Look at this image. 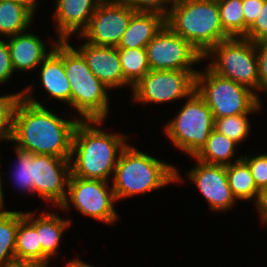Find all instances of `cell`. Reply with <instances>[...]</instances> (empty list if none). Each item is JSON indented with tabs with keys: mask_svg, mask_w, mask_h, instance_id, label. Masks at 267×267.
Here are the masks:
<instances>
[{
	"mask_svg": "<svg viewBox=\"0 0 267 267\" xmlns=\"http://www.w3.org/2000/svg\"><path fill=\"white\" fill-rule=\"evenodd\" d=\"M33 82L23 89L13 114V131L10 142L33 154L71 158L74 131L80 118L63 119L47 110L33 96Z\"/></svg>",
	"mask_w": 267,
	"mask_h": 267,
	"instance_id": "6da1fadb",
	"label": "cell"
},
{
	"mask_svg": "<svg viewBox=\"0 0 267 267\" xmlns=\"http://www.w3.org/2000/svg\"><path fill=\"white\" fill-rule=\"evenodd\" d=\"M103 122L104 120H80L77 124L70 158L73 176L112 180L121 152L128 144V136L105 132L99 127Z\"/></svg>",
	"mask_w": 267,
	"mask_h": 267,
	"instance_id": "7a4b0ae2",
	"label": "cell"
},
{
	"mask_svg": "<svg viewBox=\"0 0 267 267\" xmlns=\"http://www.w3.org/2000/svg\"><path fill=\"white\" fill-rule=\"evenodd\" d=\"M178 172L175 166L127 144L118 159L111 186L119 201L181 182Z\"/></svg>",
	"mask_w": 267,
	"mask_h": 267,
	"instance_id": "3957f363",
	"label": "cell"
},
{
	"mask_svg": "<svg viewBox=\"0 0 267 267\" xmlns=\"http://www.w3.org/2000/svg\"><path fill=\"white\" fill-rule=\"evenodd\" d=\"M165 24L203 57L219 42L230 38L223 30L217 0H179L165 18Z\"/></svg>",
	"mask_w": 267,
	"mask_h": 267,
	"instance_id": "277c9868",
	"label": "cell"
},
{
	"mask_svg": "<svg viewBox=\"0 0 267 267\" xmlns=\"http://www.w3.org/2000/svg\"><path fill=\"white\" fill-rule=\"evenodd\" d=\"M64 69L71 86V107L80 120L105 121L110 89L94 76L83 55L69 41H64Z\"/></svg>",
	"mask_w": 267,
	"mask_h": 267,
	"instance_id": "5b68a950",
	"label": "cell"
},
{
	"mask_svg": "<svg viewBox=\"0 0 267 267\" xmlns=\"http://www.w3.org/2000/svg\"><path fill=\"white\" fill-rule=\"evenodd\" d=\"M196 91L211 109L214 118L262 109L259 95L248 87L214 73L209 67L196 74Z\"/></svg>",
	"mask_w": 267,
	"mask_h": 267,
	"instance_id": "8992f818",
	"label": "cell"
},
{
	"mask_svg": "<svg viewBox=\"0 0 267 267\" xmlns=\"http://www.w3.org/2000/svg\"><path fill=\"white\" fill-rule=\"evenodd\" d=\"M176 114L165 124L164 133L176 149L194 157L214 130L213 113L195 90Z\"/></svg>",
	"mask_w": 267,
	"mask_h": 267,
	"instance_id": "52a82bcc",
	"label": "cell"
},
{
	"mask_svg": "<svg viewBox=\"0 0 267 267\" xmlns=\"http://www.w3.org/2000/svg\"><path fill=\"white\" fill-rule=\"evenodd\" d=\"M207 59L211 60L207 66L214 73L242 84L256 94L259 93L258 62L254 42L243 37L228 38L215 45L204 56V61Z\"/></svg>",
	"mask_w": 267,
	"mask_h": 267,
	"instance_id": "ba28073f",
	"label": "cell"
},
{
	"mask_svg": "<svg viewBox=\"0 0 267 267\" xmlns=\"http://www.w3.org/2000/svg\"><path fill=\"white\" fill-rule=\"evenodd\" d=\"M111 182L84 179L70 175L65 201L59 209L67 212L74 206L82 215L106 224H115L118 213L114 208L116 198ZM69 196V197H68ZM72 204V205H71Z\"/></svg>",
	"mask_w": 267,
	"mask_h": 267,
	"instance_id": "9c48e42d",
	"label": "cell"
},
{
	"mask_svg": "<svg viewBox=\"0 0 267 267\" xmlns=\"http://www.w3.org/2000/svg\"><path fill=\"white\" fill-rule=\"evenodd\" d=\"M199 70H150L132 87V101L167 103L188 98L196 90Z\"/></svg>",
	"mask_w": 267,
	"mask_h": 267,
	"instance_id": "30bf717a",
	"label": "cell"
},
{
	"mask_svg": "<svg viewBox=\"0 0 267 267\" xmlns=\"http://www.w3.org/2000/svg\"><path fill=\"white\" fill-rule=\"evenodd\" d=\"M145 49L150 70H195L193 65L204 60L190 42L174 33L166 24Z\"/></svg>",
	"mask_w": 267,
	"mask_h": 267,
	"instance_id": "8fae6325",
	"label": "cell"
},
{
	"mask_svg": "<svg viewBox=\"0 0 267 267\" xmlns=\"http://www.w3.org/2000/svg\"><path fill=\"white\" fill-rule=\"evenodd\" d=\"M135 13L123 1H101L78 37L92 45L117 47Z\"/></svg>",
	"mask_w": 267,
	"mask_h": 267,
	"instance_id": "7c38bea8",
	"label": "cell"
},
{
	"mask_svg": "<svg viewBox=\"0 0 267 267\" xmlns=\"http://www.w3.org/2000/svg\"><path fill=\"white\" fill-rule=\"evenodd\" d=\"M71 175L70 158L34 154L33 189L34 195L41 196L55 208L65 201L68 181Z\"/></svg>",
	"mask_w": 267,
	"mask_h": 267,
	"instance_id": "4fadbf2b",
	"label": "cell"
},
{
	"mask_svg": "<svg viewBox=\"0 0 267 267\" xmlns=\"http://www.w3.org/2000/svg\"><path fill=\"white\" fill-rule=\"evenodd\" d=\"M196 164L188 171V179L193 182L214 212L231 211L236 198L227 180L226 166L203 163Z\"/></svg>",
	"mask_w": 267,
	"mask_h": 267,
	"instance_id": "5bb4252c",
	"label": "cell"
},
{
	"mask_svg": "<svg viewBox=\"0 0 267 267\" xmlns=\"http://www.w3.org/2000/svg\"><path fill=\"white\" fill-rule=\"evenodd\" d=\"M76 49L83 55L94 76L109 89L129 86L124 81L117 47L96 46L84 42Z\"/></svg>",
	"mask_w": 267,
	"mask_h": 267,
	"instance_id": "9a60e30c",
	"label": "cell"
},
{
	"mask_svg": "<svg viewBox=\"0 0 267 267\" xmlns=\"http://www.w3.org/2000/svg\"><path fill=\"white\" fill-rule=\"evenodd\" d=\"M53 19L56 20V35L59 41H69L87 28L90 18L101 0H57Z\"/></svg>",
	"mask_w": 267,
	"mask_h": 267,
	"instance_id": "2e32d148",
	"label": "cell"
},
{
	"mask_svg": "<svg viewBox=\"0 0 267 267\" xmlns=\"http://www.w3.org/2000/svg\"><path fill=\"white\" fill-rule=\"evenodd\" d=\"M19 33L7 37L11 63L14 72H26L39 68V65L54 49L55 44L59 41L55 38L51 50H47V45L41 40V37L33 33Z\"/></svg>",
	"mask_w": 267,
	"mask_h": 267,
	"instance_id": "e0dca14e",
	"label": "cell"
},
{
	"mask_svg": "<svg viewBox=\"0 0 267 267\" xmlns=\"http://www.w3.org/2000/svg\"><path fill=\"white\" fill-rule=\"evenodd\" d=\"M40 67L39 78L44 91L54 100L71 106V86L64 69V41L55 44Z\"/></svg>",
	"mask_w": 267,
	"mask_h": 267,
	"instance_id": "ac0fdd59",
	"label": "cell"
},
{
	"mask_svg": "<svg viewBox=\"0 0 267 267\" xmlns=\"http://www.w3.org/2000/svg\"><path fill=\"white\" fill-rule=\"evenodd\" d=\"M36 212H24V217L36 228L39 243L42 247V262L50 263L59 251V245L65 230L71 226L70 219H62L57 213L42 211L34 217Z\"/></svg>",
	"mask_w": 267,
	"mask_h": 267,
	"instance_id": "d6986e66",
	"label": "cell"
},
{
	"mask_svg": "<svg viewBox=\"0 0 267 267\" xmlns=\"http://www.w3.org/2000/svg\"><path fill=\"white\" fill-rule=\"evenodd\" d=\"M164 25L165 17L160 14L136 12L117 48H145Z\"/></svg>",
	"mask_w": 267,
	"mask_h": 267,
	"instance_id": "ffe728a7",
	"label": "cell"
},
{
	"mask_svg": "<svg viewBox=\"0 0 267 267\" xmlns=\"http://www.w3.org/2000/svg\"><path fill=\"white\" fill-rule=\"evenodd\" d=\"M237 145L236 142L214 129L206 144L192 158L207 164L228 166L242 159V156H239L235 161L231 160L237 152Z\"/></svg>",
	"mask_w": 267,
	"mask_h": 267,
	"instance_id": "44dd1931",
	"label": "cell"
},
{
	"mask_svg": "<svg viewBox=\"0 0 267 267\" xmlns=\"http://www.w3.org/2000/svg\"><path fill=\"white\" fill-rule=\"evenodd\" d=\"M226 172L229 187L236 200L246 202L252 200L254 201V205L257 206L262 193L256 186L248 164L241 159L226 166Z\"/></svg>",
	"mask_w": 267,
	"mask_h": 267,
	"instance_id": "7402d4cb",
	"label": "cell"
},
{
	"mask_svg": "<svg viewBox=\"0 0 267 267\" xmlns=\"http://www.w3.org/2000/svg\"><path fill=\"white\" fill-rule=\"evenodd\" d=\"M34 16L27 6L0 0V36L10 37L27 31Z\"/></svg>",
	"mask_w": 267,
	"mask_h": 267,
	"instance_id": "603a6c76",
	"label": "cell"
},
{
	"mask_svg": "<svg viewBox=\"0 0 267 267\" xmlns=\"http://www.w3.org/2000/svg\"><path fill=\"white\" fill-rule=\"evenodd\" d=\"M15 259L19 261L42 262V247L36 228L19 211Z\"/></svg>",
	"mask_w": 267,
	"mask_h": 267,
	"instance_id": "cb8c5ba5",
	"label": "cell"
},
{
	"mask_svg": "<svg viewBox=\"0 0 267 267\" xmlns=\"http://www.w3.org/2000/svg\"><path fill=\"white\" fill-rule=\"evenodd\" d=\"M19 211L0 209V267L15 259Z\"/></svg>",
	"mask_w": 267,
	"mask_h": 267,
	"instance_id": "d4e9b609",
	"label": "cell"
},
{
	"mask_svg": "<svg viewBox=\"0 0 267 267\" xmlns=\"http://www.w3.org/2000/svg\"><path fill=\"white\" fill-rule=\"evenodd\" d=\"M124 81L132 88L150 71L145 48H118Z\"/></svg>",
	"mask_w": 267,
	"mask_h": 267,
	"instance_id": "484cf974",
	"label": "cell"
},
{
	"mask_svg": "<svg viewBox=\"0 0 267 267\" xmlns=\"http://www.w3.org/2000/svg\"><path fill=\"white\" fill-rule=\"evenodd\" d=\"M224 32L230 37L245 36L243 0H217Z\"/></svg>",
	"mask_w": 267,
	"mask_h": 267,
	"instance_id": "4316f807",
	"label": "cell"
},
{
	"mask_svg": "<svg viewBox=\"0 0 267 267\" xmlns=\"http://www.w3.org/2000/svg\"><path fill=\"white\" fill-rule=\"evenodd\" d=\"M252 113H245L239 115H232L221 118H214V129L227 136L237 144L244 142L250 134L249 115Z\"/></svg>",
	"mask_w": 267,
	"mask_h": 267,
	"instance_id": "83f0119b",
	"label": "cell"
},
{
	"mask_svg": "<svg viewBox=\"0 0 267 267\" xmlns=\"http://www.w3.org/2000/svg\"><path fill=\"white\" fill-rule=\"evenodd\" d=\"M15 147V153L17 157V163H15V168L12 169L13 182L16 183V187L20 188L23 192H28L34 195L33 189V159L34 154L30 151L23 150L17 146Z\"/></svg>",
	"mask_w": 267,
	"mask_h": 267,
	"instance_id": "f1b7e54d",
	"label": "cell"
},
{
	"mask_svg": "<svg viewBox=\"0 0 267 267\" xmlns=\"http://www.w3.org/2000/svg\"><path fill=\"white\" fill-rule=\"evenodd\" d=\"M23 91L0 95V141H10L13 131V114Z\"/></svg>",
	"mask_w": 267,
	"mask_h": 267,
	"instance_id": "f546056e",
	"label": "cell"
},
{
	"mask_svg": "<svg viewBox=\"0 0 267 267\" xmlns=\"http://www.w3.org/2000/svg\"><path fill=\"white\" fill-rule=\"evenodd\" d=\"M178 1L179 0H123V2L135 12L157 13L165 18Z\"/></svg>",
	"mask_w": 267,
	"mask_h": 267,
	"instance_id": "4dcf8cb0",
	"label": "cell"
},
{
	"mask_svg": "<svg viewBox=\"0 0 267 267\" xmlns=\"http://www.w3.org/2000/svg\"><path fill=\"white\" fill-rule=\"evenodd\" d=\"M248 164L258 190L263 193L267 189V153L255 156L242 155Z\"/></svg>",
	"mask_w": 267,
	"mask_h": 267,
	"instance_id": "1f68e13d",
	"label": "cell"
},
{
	"mask_svg": "<svg viewBox=\"0 0 267 267\" xmlns=\"http://www.w3.org/2000/svg\"><path fill=\"white\" fill-rule=\"evenodd\" d=\"M254 43L267 40V0L263 2V8L253 23V25L247 30L246 35L243 37Z\"/></svg>",
	"mask_w": 267,
	"mask_h": 267,
	"instance_id": "d6a6232c",
	"label": "cell"
},
{
	"mask_svg": "<svg viewBox=\"0 0 267 267\" xmlns=\"http://www.w3.org/2000/svg\"><path fill=\"white\" fill-rule=\"evenodd\" d=\"M258 62L259 91L267 92V40L255 43Z\"/></svg>",
	"mask_w": 267,
	"mask_h": 267,
	"instance_id": "836d02e7",
	"label": "cell"
},
{
	"mask_svg": "<svg viewBox=\"0 0 267 267\" xmlns=\"http://www.w3.org/2000/svg\"><path fill=\"white\" fill-rule=\"evenodd\" d=\"M13 72L8 43L0 38V84L9 81Z\"/></svg>",
	"mask_w": 267,
	"mask_h": 267,
	"instance_id": "e575fe53",
	"label": "cell"
},
{
	"mask_svg": "<svg viewBox=\"0 0 267 267\" xmlns=\"http://www.w3.org/2000/svg\"><path fill=\"white\" fill-rule=\"evenodd\" d=\"M264 0H243V15L245 20V35L253 25L263 8Z\"/></svg>",
	"mask_w": 267,
	"mask_h": 267,
	"instance_id": "d590c367",
	"label": "cell"
},
{
	"mask_svg": "<svg viewBox=\"0 0 267 267\" xmlns=\"http://www.w3.org/2000/svg\"><path fill=\"white\" fill-rule=\"evenodd\" d=\"M260 221L267 224V189L262 193L259 204L256 206Z\"/></svg>",
	"mask_w": 267,
	"mask_h": 267,
	"instance_id": "8d00e7d4",
	"label": "cell"
},
{
	"mask_svg": "<svg viewBox=\"0 0 267 267\" xmlns=\"http://www.w3.org/2000/svg\"><path fill=\"white\" fill-rule=\"evenodd\" d=\"M49 263L46 262H33V261H19L14 260L9 262L5 267H49Z\"/></svg>",
	"mask_w": 267,
	"mask_h": 267,
	"instance_id": "74e56055",
	"label": "cell"
},
{
	"mask_svg": "<svg viewBox=\"0 0 267 267\" xmlns=\"http://www.w3.org/2000/svg\"><path fill=\"white\" fill-rule=\"evenodd\" d=\"M7 1H12L19 3L21 5L27 6L34 14L36 11V8L39 7L37 1L39 0H7Z\"/></svg>",
	"mask_w": 267,
	"mask_h": 267,
	"instance_id": "f35d334b",
	"label": "cell"
},
{
	"mask_svg": "<svg viewBox=\"0 0 267 267\" xmlns=\"http://www.w3.org/2000/svg\"><path fill=\"white\" fill-rule=\"evenodd\" d=\"M65 267H95L93 265H89L88 263L82 261L79 258L71 259L69 262L65 263Z\"/></svg>",
	"mask_w": 267,
	"mask_h": 267,
	"instance_id": "ab89813d",
	"label": "cell"
},
{
	"mask_svg": "<svg viewBox=\"0 0 267 267\" xmlns=\"http://www.w3.org/2000/svg\"><path fill=\"white\" fill-rule=\"evenodd\" d=\"M2 175H1V171H0V209H5V202H4V193H3V187H2Z\"/></svg>",
	"mask_w": 267,
	"mask_h": 267,
	"instance_id": "60d3db41",
	"label": "cell"
},
{
	"mask_svg": "<svg viewBox=\"0 0 267 267\" xmlns=\"http://www.w3.org/2000/svg\"><path fill=\"white\" fill-rule=\"evenodd\" d=\"M101 1H123V0H101Z\"/></svg>",
	"mask_w": 267,
	"mask_h": 267,
	"instance_id": "b9f144b4",
	"label": "cell"
}]
</instances>
